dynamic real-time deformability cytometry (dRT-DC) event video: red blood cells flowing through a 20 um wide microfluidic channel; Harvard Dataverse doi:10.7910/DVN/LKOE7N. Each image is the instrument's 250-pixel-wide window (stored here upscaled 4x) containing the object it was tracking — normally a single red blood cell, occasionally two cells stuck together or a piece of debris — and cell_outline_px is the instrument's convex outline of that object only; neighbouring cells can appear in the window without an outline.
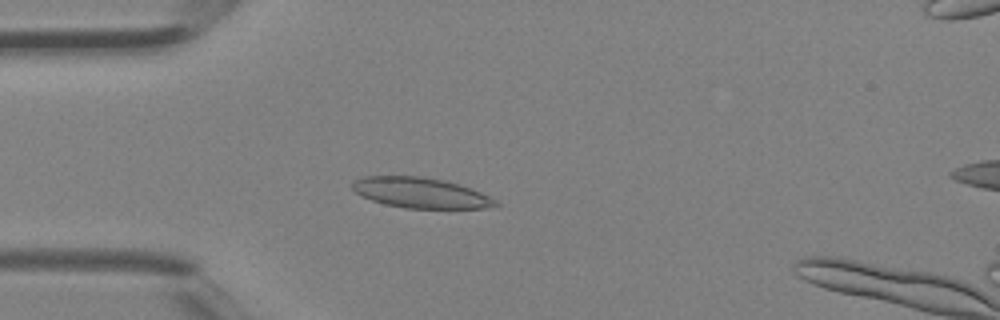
{"species": "Egyptian fruit bat (a non-hibernating species)", "species_latin": "Rousettus aegyptiacus", "temperature_condition": "room temperature", "stored_images_in_passage": 35, "camera_frame_rate_fps": 3000, "um_per_image_px": 0.085, "animal": {"sex": "female"}, "frame": {"image": 1, "passage_image": 6, "time_ms": 1.667, "image_size_px": [1000, 320], "cell_outline_px": [[500, 204], [484, 208], [404, 208], [384, 204], [360, 196], [352, 188], [352, 180], [364, 176], [424, 176], [444, 180], [460, 184], [472, 188], [496, 200]], "centroid_in_image_um": [35.72, 16.38], "position_along_channel_um": 49.3, "area_um2": 25.49}}
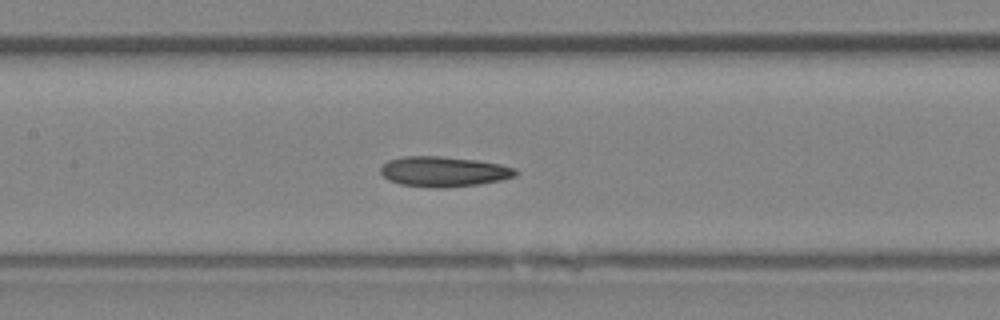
{"frame": {"image": 2, "passage_image": 14, "time_ms": 4.333, "image_size_px": [1000, 320], "cell_outline_px": [[520, 172], [516, 176], [500, 180], [480, 184], [440, 188], [436, 188], [400, 184], [388, 180], [380, 172], [380, 168], [388, 160], [404, 156], [440, 156], [476, 160], [500, 164], [516, 168]], "centroid_in_image_um": [37.73, 14.58], "position_along_channel_um": 169.7, "area_um2": 23.81}}
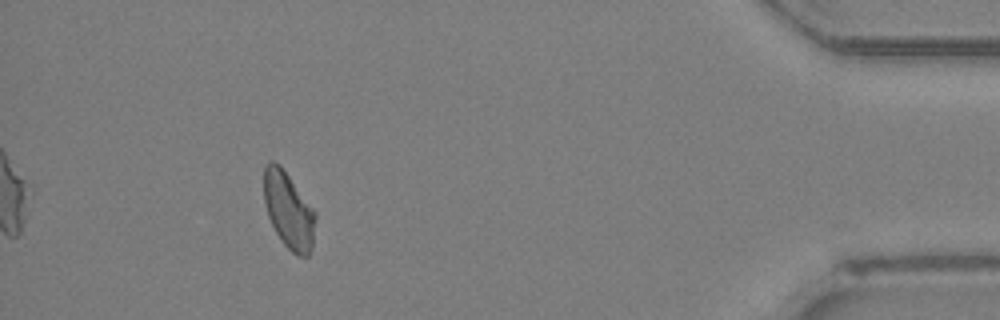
{"frame": {"image": 3, "passage_image": 32, "time_ms": 10.333, "image_size_px": [1000, 320], "cell_outline_px": [[316, 216], [312, 248], [308, 256], [296, 256], [280, 240], [268, 216], [264, 200], [264, 168], [272, 160], [280, 164], [316, 212]], "centroid_in_image_um": [24.54, 17.89], "position_along_channel_um": 410.7, "area_um2": 22.89}}